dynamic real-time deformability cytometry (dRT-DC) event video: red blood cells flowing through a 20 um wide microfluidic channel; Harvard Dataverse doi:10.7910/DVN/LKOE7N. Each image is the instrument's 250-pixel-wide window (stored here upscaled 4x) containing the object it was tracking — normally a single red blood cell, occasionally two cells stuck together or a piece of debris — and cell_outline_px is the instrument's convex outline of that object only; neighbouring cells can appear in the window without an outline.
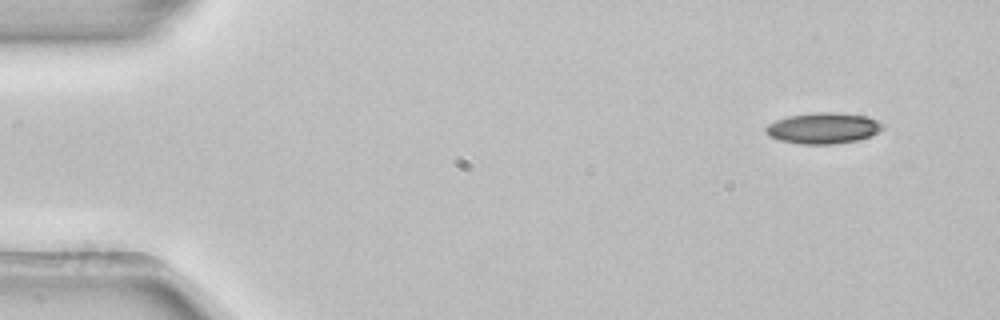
{"species": "common noctule bat (a hibernating species)", "species_latin": "Nyctalus noctula", "temperature_condition": "room temperature", "stored_images_in_passage": 4, "camera_frame_rate_fps": 3000, "um_per_image_px": 0.085, "animal": {"sex": "female", "body_mass_g": 22.7, "forearm_length_mm": 54.2}, "frame": {"image": 1, "passage_image": 1, "time_ms": 0.0, "image_size_px": [1000, 320], "cell_outline_px": [[884, 128], [872, 136], [860, 140], [836, 144], [800, 144], [780, 140], [768, 136], [764, 128], [768, 124], [776, 120], [788, 116], [812, 112], [836, 112], [864, 116], [876, 120], [884, 124]], "centroid_in_image_um": [69.98, 10.9], "position_along_channel_um": 15.0, "area_um2": 21.33}}
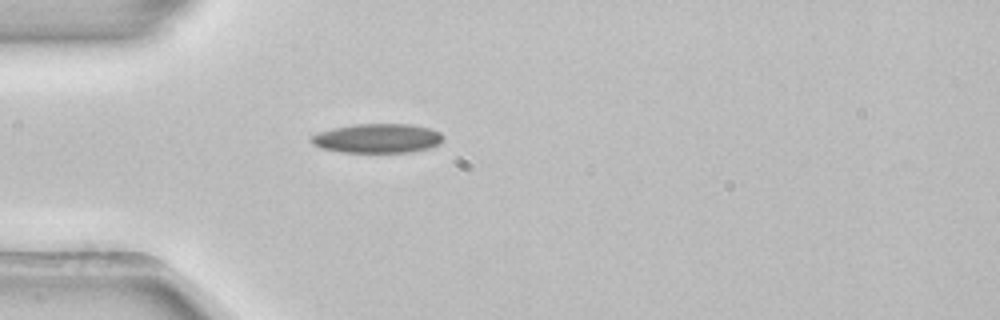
{"frame": {"image": 2, "passage_image": 4, "time_ms": 1.0, "image_size_px": [1000, 320], "cell_outline_px": [[444, 140], [440, 144], [428, 148], [412, 152], [340, 152], [320, 148], [312, 144], [308, 140], [312, 136], [320, 132], [332, 128], [356, 124], [412, 124], [432, 128], [440, 132], [444, 136]], "centroid_in_image_um": [32.11, 11.76], "position_along_channel_um": 52.9, "area_um2": 22.77}}